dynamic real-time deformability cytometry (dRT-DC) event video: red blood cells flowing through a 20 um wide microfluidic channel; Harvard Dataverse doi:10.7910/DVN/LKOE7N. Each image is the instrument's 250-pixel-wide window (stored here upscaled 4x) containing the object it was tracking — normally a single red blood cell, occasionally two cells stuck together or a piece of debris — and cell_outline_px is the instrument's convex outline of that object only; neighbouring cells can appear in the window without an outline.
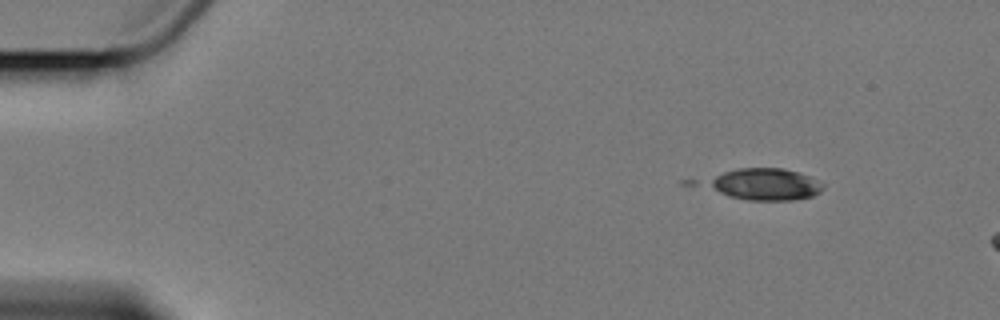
{"species": "Egyptian fruit bat (a non-hibernating species)", "species_latin": "Rousettus aegyptiacus", "temperature_condition": "cold", "stored_images_in_passage": 3, "camera_frame_rate_fps": 3000, "um_per_image_px": 0.085, "animal": {"sex": "female"}, "frame": {"image": 1, "passage_image": 1, "time_ms": 0.0, "image_size_px": [1000, 320], "cell_outline_px": [[824, 188], [820, 192], [812, 196], [792, 200], [748, 200], [728, 196], [720, 192], [708, 184], [708, 180], [724, 172], [740, 168], [784, 168], [800, 172], [820, 180], [824, 184]], "centroid_in_image_um": [65.14, 15.66], "position_along_channel_um": 19.9, "area_um2": 21.27}}